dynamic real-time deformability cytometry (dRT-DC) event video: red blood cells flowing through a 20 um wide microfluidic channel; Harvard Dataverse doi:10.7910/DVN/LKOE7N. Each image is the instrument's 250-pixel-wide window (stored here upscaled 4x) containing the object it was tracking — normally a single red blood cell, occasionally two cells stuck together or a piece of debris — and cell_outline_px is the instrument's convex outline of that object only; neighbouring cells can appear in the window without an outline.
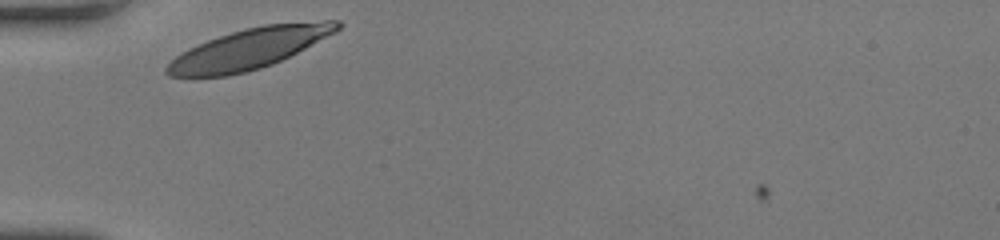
{"species": "human", "species_latin": "Homo sapiens", "temperature_condition": "room temperature", "stored_images_in_passage": 27, "camera_frame_rate_fps": 3000, "um_per_image_px": 0.085, "donor": {"sex": "female"}, "frame": {"image": 1, "passage_image": 1, "time_ms": 0.0, "image_size_px": [1000, 240], "cell_outline_px": [[344, 24], [336, 32], [272, 64], [260, 68], [228, 76], [168, 76], [164, 72], [164, 68], [176, 56], [188, 48], [208, 40], [232, 32], [264, 24], [324, 20], [340, 20]], "centroid_in_image_um": [21.2, 4.12], "position_along_channel_um": 63.8, "area_um2": 39.82}}
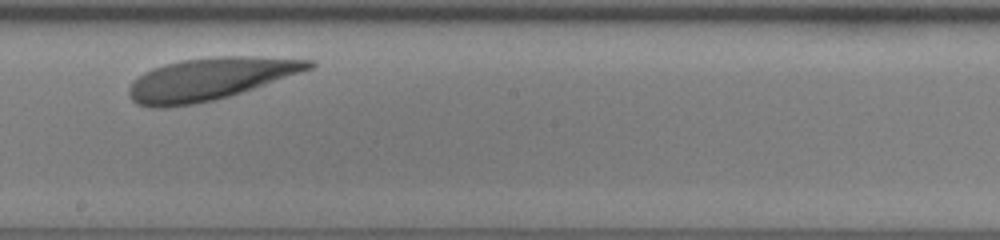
{"frame": {"image": 2, "passage_image": 15, "time_ms": 4.667, "image_size_px": [1000, 240], "cell_outline_px": [[316, 64], [312, 68], [216, 100], [196, 104], [168, 108], [148, 108], [136, 104], [128, 96], [128, 88], [144, 72], [152, 68], [180, 60], [216, 56], [252, 56], [312, 60]], "centroid_in_image_um": [17.77, 6.72], "position_along_channel_um": 230.4, "area_um2": 44.1}}
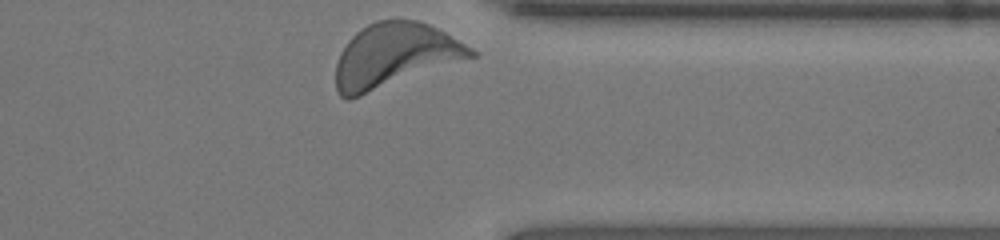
{"frame": {"image": 3, "passage_image": 27, "time_ms": 8.667, "image_size_px": [1000, 240], "cell_outline_px": [[476, 56], [360, 96], [348, 100], [340, 96], [336, 92], [336, 64], [340, 52], [348, 40], [356, 32], [368, 24], [376, 20], [416, 20], [428, 24], [444, 32], [472, 48], [476, 52]], "centroid_in_image_um": [33.5, 4.72], "position_along_channel_um": 377.9, "area_um2": 50.0}, "authors_computed_cell_mechanics": {"area_um2": 43.5234, "velocity_mm_per_s": 3.7151, "shape_relaxation_time_tau1_ms": 0.7545, "shape_relaxation_time_tau2_ms": null, "deformation_change_tau1": 0.0752, "deformation_change_tau2": null}}